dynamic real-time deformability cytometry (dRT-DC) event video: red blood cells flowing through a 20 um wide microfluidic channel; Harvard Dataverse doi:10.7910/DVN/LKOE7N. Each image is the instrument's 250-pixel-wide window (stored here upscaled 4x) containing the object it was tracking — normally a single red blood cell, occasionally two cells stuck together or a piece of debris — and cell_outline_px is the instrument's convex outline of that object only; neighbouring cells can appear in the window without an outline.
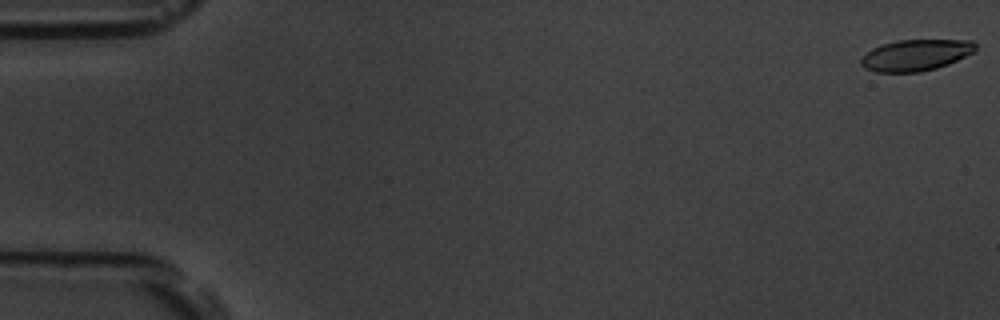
{"species": "common noctule bat (a hibernating species)", "species_latin": "Nyctalus noctula", "temperature_condition": "room temperature", "stored_images_in_passage": 58, "camera_frame_rate_fps": 3000, "um_per_image_px": 0.085, "animal": {"sex": "male", "body_mass_g": 19.5, "forearm_length_mm": 54.6}, "frame": {"image": 1, "passage_image": 1, "time_ms": 0.0, "image_size_px": [1000, 320], "cell_outline_px": [[976, 52], [948, 64], [936, 68], [920, 72], [876, 72], [864, 68], [860, 64], [860, 60], [872, 48], [880, 44], [896, 40], [972, 40], [976, 44]], "centroid_in_image_um": [77.85, 4.68], "position_along_channel_um": 7.1, "area_um2": 21.04}}
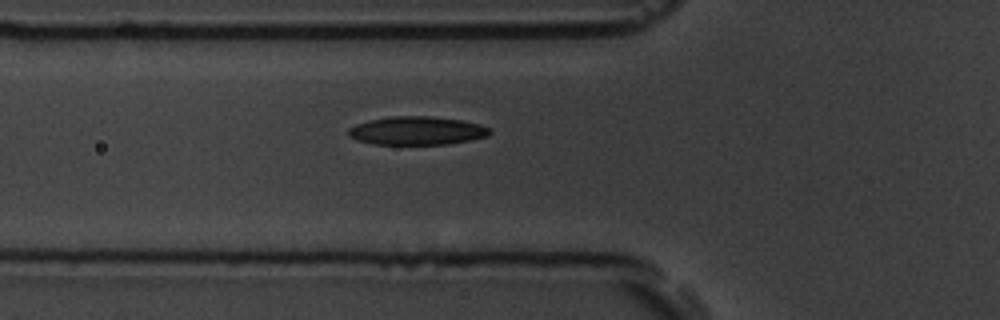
{"frame": {"image": 2, "passage_image": 21, "time_ms": 6.667, "image_size_px": [1000, 320], "cell_outline_px": [[492, 132], [488, 136], [472, 140], [448, 144], [376, 144], [356, 140], [348, 136], [348, 128], [356, 124], [368, 120], [392, 116], [428, 116], [460, 120], [480, 124], [488, 128]], "centroid_in_image_um": [35.43, 11.11], "position_along_channel_um": 90.4, "area_um2": 23.41}}
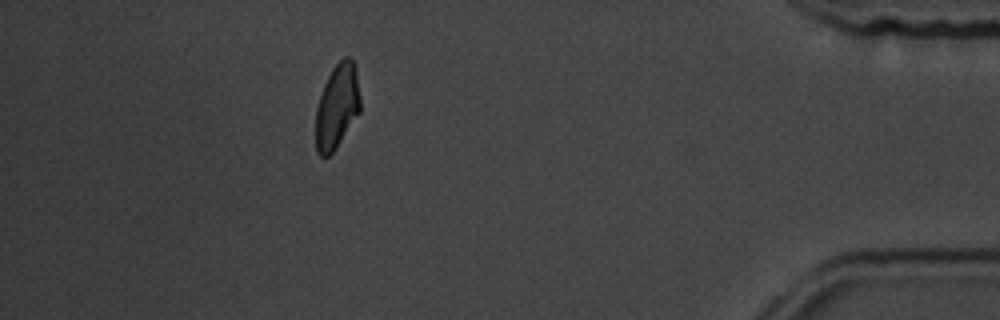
{"frame": {"image": 3, "passage_image": 52, "time_ms": 17.0, "image_size_px": [1000, 320], "cell_outline_px": [[360, 112], [336, 148], [328, 156], [320, 156], [316, 152], [316, 108], [324, 84], [332, 68], [344, 56], [352, 56], [356, 68], [360, 96]], "centroid_in_image_um": [28.66, 9.01], "position_along_channel_um": 406.5, "area_um2": 22.08}, "authors_computed_cell_mechanics": {"area_um2": 22.7443, "velocity_mm_per_s": 3.5436, "shape_relaxation_time_tau1_ms": 4.1429, "shape_relaxation_time_tau2_ms": 5.7536, "deformation_change_tau1": 0.1354, "deformation_change_tau2": 0.1123}}